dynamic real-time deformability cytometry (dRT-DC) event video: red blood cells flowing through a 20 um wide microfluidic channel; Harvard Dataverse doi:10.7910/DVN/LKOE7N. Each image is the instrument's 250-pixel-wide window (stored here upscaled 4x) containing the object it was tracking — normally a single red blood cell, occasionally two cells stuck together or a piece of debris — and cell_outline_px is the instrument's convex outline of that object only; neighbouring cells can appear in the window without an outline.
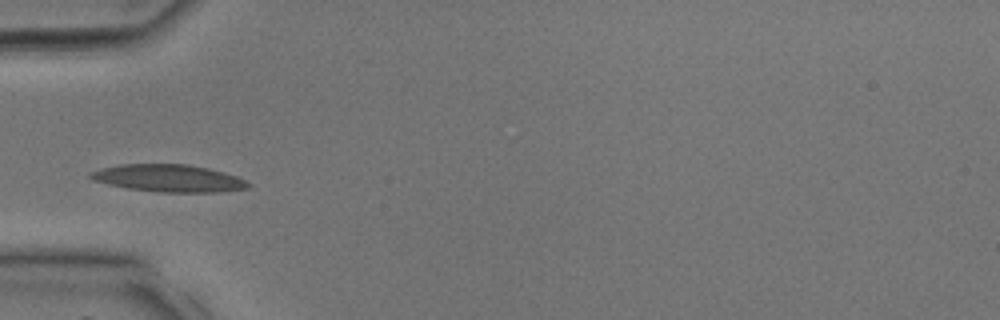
{"species": "common noctule bat (a hibernating species)", "species_latin": "Nyctalus noctula", "temperature_condition": "room temperature", "stored_images_in_passage": 25, "camera_frame_rate_fps": 3000, "um_per_image_px": 0.085, "animal": {"sex": "male", "body_mass_g": 17.9, "forearm_length_mm": 54.2}, "frame": {"image": 1, "passage_image": 4, "time_ms": 1.0, "image_size_px": [1000, 320], "cell_outline_px": [[252, 184], [248, 188], [216, 192], [160, 192], [128, 188], [108, 184], [92, 180], [88, 176], [88, 172], [100, 168], [120, 164], [184, 164], [208, 168], [224, 172], [236, 176]], "centroid_in_image_um": [14.29, 15.14], "position_along_channel_um": 70.7, "area_um2": 25.09}}
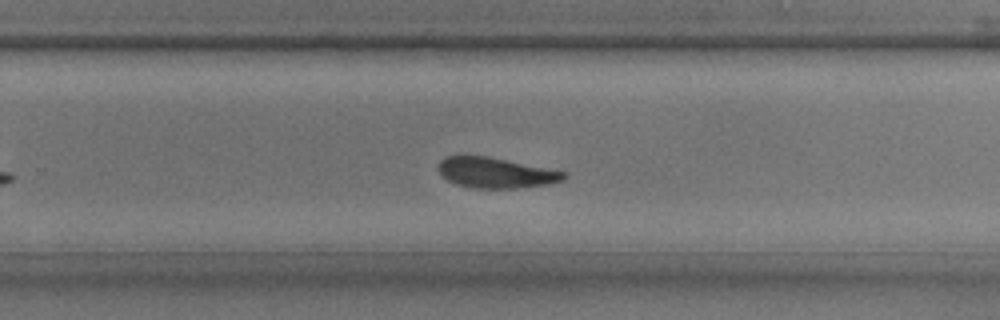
{"frame": {"image": 2, "passage_image": 15, "time_ms": 4.667, "image_size_px": [1000, 320], "cell_outline_px": [[568, 176], [564, 180], [548, 184], [516, 188], [468, 188], [456, 184], [448, 180], [440, 172], [440, 160], [444, 156], [488, 156], [568, 172]], "centroid_in_image_um": [42.19, 14.69], "position_along_channel_um": 287.6, "area_um2": 22.25}}
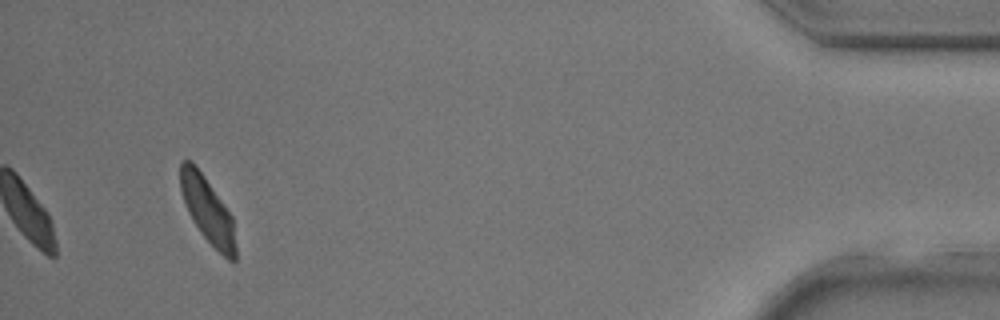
{"frame": {"image": 3, "passage_image": 25, "time_ms": 8.0, "image_size_px": [1000, 320], "cell_outline_px": [[236, 260], [232, 264], [200, 232], [192, 220], [188, 212], [180, 188], [180, 160], [192, 160], [204, 176], [232, 216], [236, 248]], "centroid_in_image_um": [17.64, 17.85], "position_along_channel_um": 417.6, "area_um2": 20.98}}